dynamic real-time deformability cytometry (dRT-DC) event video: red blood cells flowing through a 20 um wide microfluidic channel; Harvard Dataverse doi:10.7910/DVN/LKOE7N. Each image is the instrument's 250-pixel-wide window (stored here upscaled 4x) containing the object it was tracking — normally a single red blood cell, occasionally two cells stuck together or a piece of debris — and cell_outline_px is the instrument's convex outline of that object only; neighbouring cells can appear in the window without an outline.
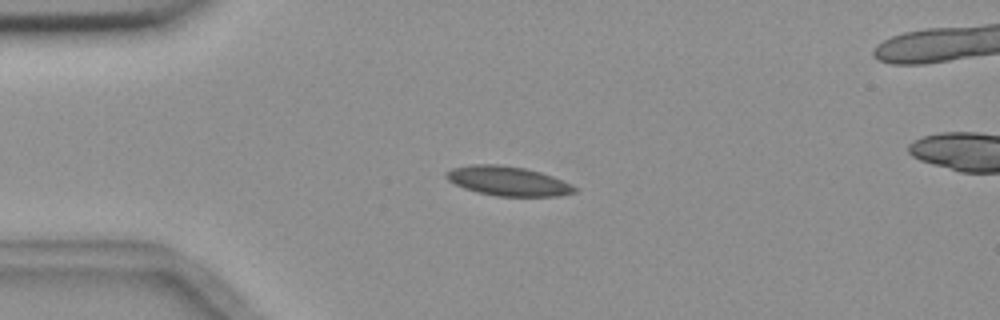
{"species": "common noctule bat (a hibernating species)", "species_latin": "Nyctalus noctula", "temperature_condition": "room temperature", "stored_images_in_passage": 13, "camera_frame_rate_fps": 3000, "um_per_image_px": 0.085, "animal": {"sex": "female", "body_mass_g": 18.4}, "frame": {"image": 1, "passage_image": 1, "time_ms": 0.0, "image_size_px": [1000, 320], "cell_outline_px": [[576, 192], [556, 196], [496, 196], [476, 192], [464, 188], [448, 180], [444, 176], [444, 172], [452, 168], [472, 164], [500, 164], [524, 168], [540, 172], [552, 176], [572, 184], [576, 188]], "centroid_in_image_um": [43.14, 15.38], "position_along_channel_um": 41.9, "area_um2": 22.02}}
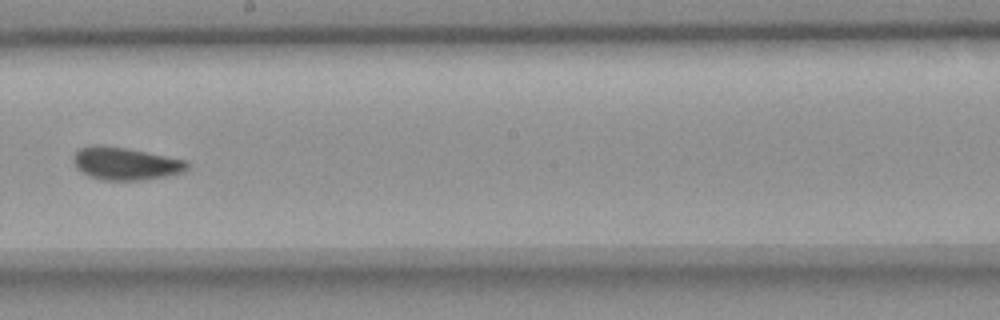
{"frame": {"image": 2, "passage_image": 6, "time_ms": 6.0, "image_size_px": [1000, 320], "cell_outline_px": [[188, 168], [184, 172], [168, 176], [140, 180], [100, 180], [88, 176], [80, 172], [76, 168], [72, 160], [72, 156], [80, 148], [96, 144], [104, 144], [188, 160]], "centroid_in_image_um": [10.64, 13.9], "position_along_channel_um": 237.6, "area_um2": 21.96}}
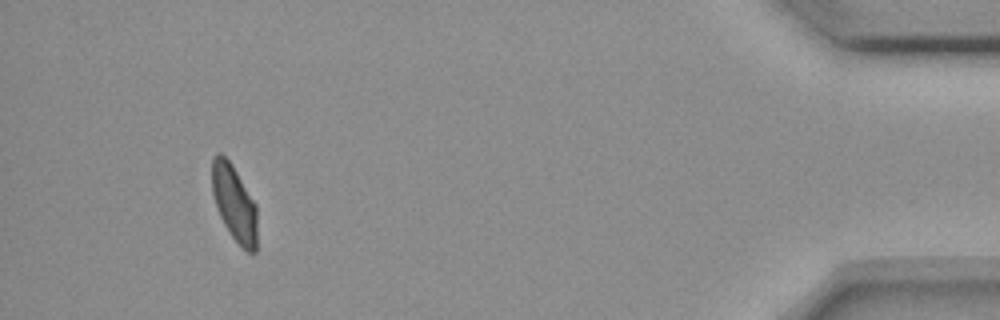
{"frame": {"image": 3, "passage_image": 11, "time_ms": 12.667, "image_size_px": [1000, 320], "cell_outline_px": [[256, 252], [248, 252], [228, 232], [220, 216], [212, 192], [212, 160], [216, 152], [220, 152], [232, 164], [256, 204]], "centroid_in_image_um": [19.9, 17.24], "position_along_channel_um": 415.3, "area_um2": 19.77}, "authors_computed_cell_mechanics": {"area_um2": 21.5594, "velocity_mm_per_s": 3.6766, "shape_relaxation_time_tau1_ms": 4.6884, "shape_relaxation_time_tau2_ms": 1.5427, "deformation_change_tau1": 0.1077, "deformation_change_tau2": 0.0412}}